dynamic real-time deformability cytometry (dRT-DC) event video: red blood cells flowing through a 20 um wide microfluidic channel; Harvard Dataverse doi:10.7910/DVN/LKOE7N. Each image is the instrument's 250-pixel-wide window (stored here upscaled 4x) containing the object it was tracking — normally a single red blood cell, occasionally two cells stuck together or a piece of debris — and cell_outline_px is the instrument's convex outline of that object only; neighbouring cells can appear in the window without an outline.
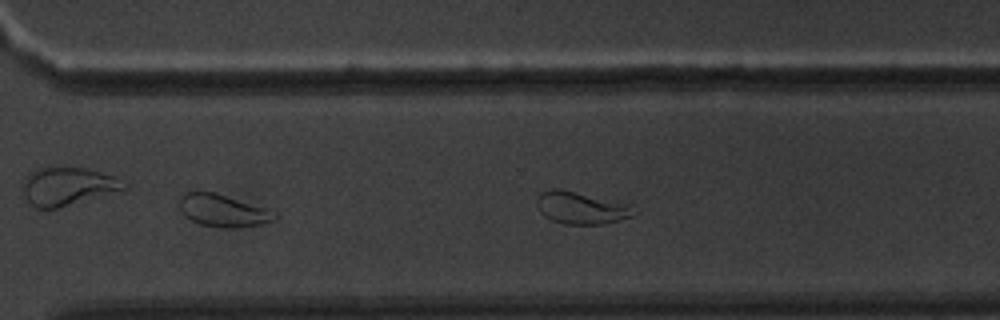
{"species": "common noctule bat (a hibernating species)", "species_latin": "Nyctalus noctula", "temperature_condition": "warm", "stored_images_in_passage": 26, "camera_frame_rate_fps": 3000, "um_per_image_px": 0.085, "animal": {"sex": "male", "body_mass_g": 20.1, "forearm_length_mm": 53.5}, "frame": {"image": 1, "passage_image": 17, "time_ms": 5.333, "image_size_px": [1000, 320], "cell_outline_px": [[280, 216], [276, 220], [260, 224], [232, 228], [224, 228], [200, 224], [184, 216], [180, 212], [180, 196], [184, 192], [216, 192], [268, 208], [276, 212]], "centroid_in_image_um": [18.99, 17.89], "position_along_channel_um": 351.6, "area_um2": 18.21}}